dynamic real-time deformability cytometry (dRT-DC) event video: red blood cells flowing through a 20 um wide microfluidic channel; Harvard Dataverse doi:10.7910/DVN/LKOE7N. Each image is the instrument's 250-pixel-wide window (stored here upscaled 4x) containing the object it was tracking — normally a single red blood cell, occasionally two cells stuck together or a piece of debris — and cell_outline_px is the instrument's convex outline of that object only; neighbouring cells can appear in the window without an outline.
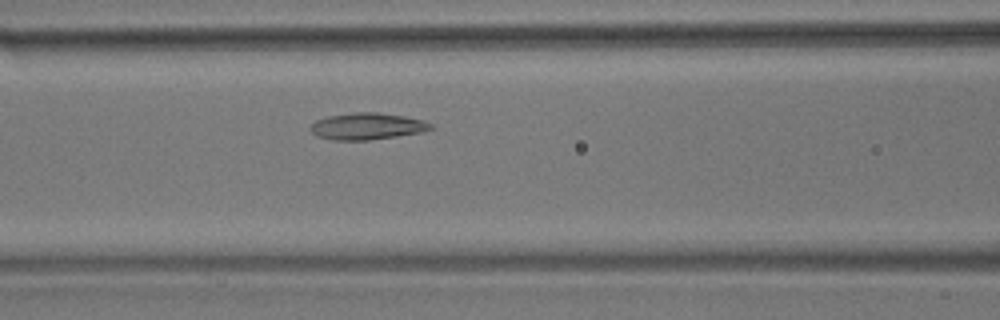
{"species": "common noctule bat (a hibernating species)", "species_latin": "Nyctalus noctula", "temperature_condition": "room temperature", "stored_images_in_passage": 45, "camera_frame_rate_fps": 3000, "um_per_image_px": 0.085, "animal": {"sex": "male", "body_mass_g": 17.9}, "frame": {"image": 1, "passage_image": 13, "time_ms": 4.0, "image_size_px": [1000, 320], "cell_outline_px": [[436, 128], [424, 132], [368, 140], [332, 140], [316, 136], [308, 128], [316, 120], [328, 116], [356, 112], [376, 112], [404, 116], [424, 120], [432, 124]], "centroid_in_image_um": [31.23, 10.73], "position_along_channel_um": 135.4, "area_um2": 18.84}}
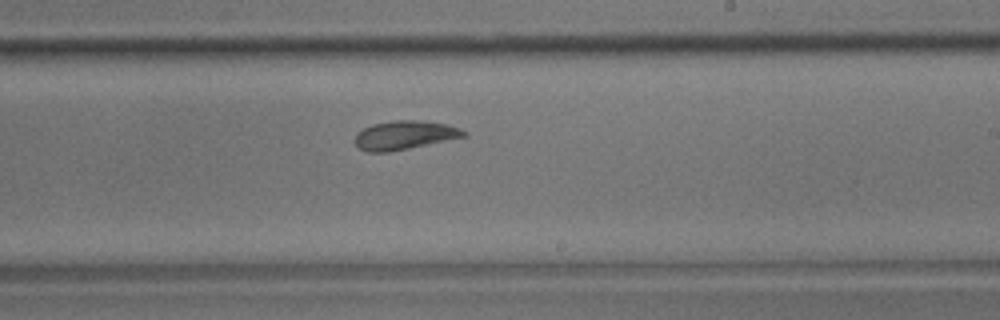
{"frame": {"image": 2, "passage_image": 23, "time_ms": 7.333, "image_size_px": [1000, 320], "cell_outline_px": [[468, 136], [388, 152], [368, 152], [360, 148], [356, 144], [356, 132], [372, 124], [392, 120], [420, 120], [448, 124], [460, 128], [468, 132]], "centroid_in_image_um": [34.42, 11.47], "position_along_channel_um": 254.6, "area_um2": 18.26}}
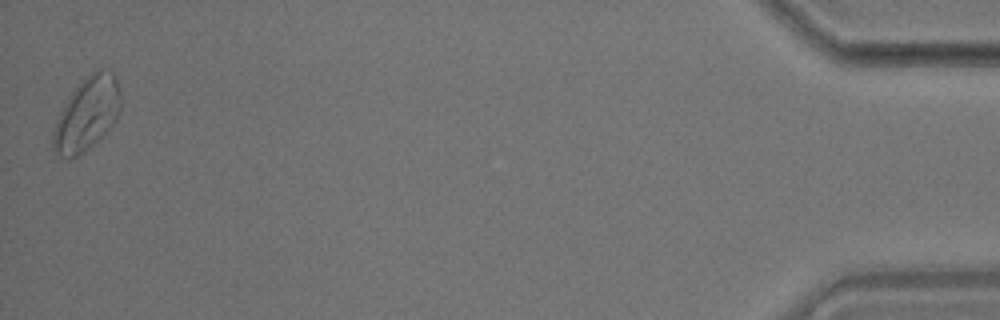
{"frame": {"image": 3, "passage_image": 45, "time_ms": 14.667, "image_size_px": [1000, 320], "cell_outline_px": [[120, 108], [116, 120], [80, 156], [68, 160], [60, 156], [56, 152], [52, 144], [52, 132], [56, 120], [68, 96], [92, 72], [100, 68], [112, 72], [116, 76], [120, 88]], "centroid_in_image_um": [7.38, 9.7], "position_along_channel_um": 427.8, "area_um2": 28.55}, "authors_computed_cell_mechanics": {"area_um2": 18.3804, "velocity_mm_per_s": 3.5869, "shape_relaxation_time_tau1_ms": 3.7334, "shape_relaxation_time_tau2_ms": 3.7443, "deformation_change_tau1": 0.1071, "deformation_change_tau2": 0.1039}}